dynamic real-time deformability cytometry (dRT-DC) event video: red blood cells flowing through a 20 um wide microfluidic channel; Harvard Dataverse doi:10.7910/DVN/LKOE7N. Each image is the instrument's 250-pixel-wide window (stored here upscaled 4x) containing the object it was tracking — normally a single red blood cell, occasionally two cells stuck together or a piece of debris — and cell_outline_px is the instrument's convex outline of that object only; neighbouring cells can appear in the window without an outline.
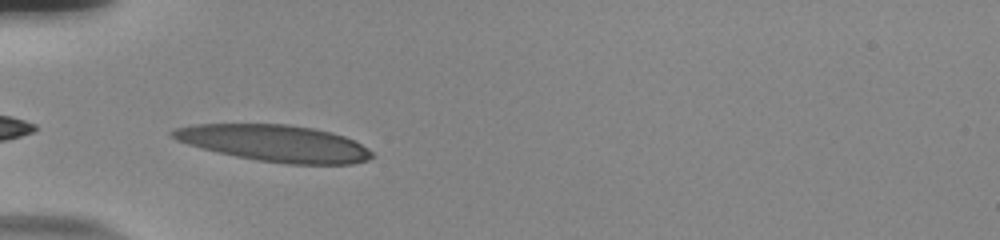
{"species": "human", "species_latin": "Homo sapiens", "temperature_condition": "room temperature", "stored_images_in_passage": 24, "camera_frame_rate_fps": 3000, "um_per_image_px": 0.085, "donor": {"sex": "male"}, "frame": {"image": 1, "passage_image": 1, "time_ms": 0.0, "image_size_px": [1000, 240], "cell_outline_px": [[372, 156], [368, 160], [352, 164], [288, 164], [256, 160], [236, 156], [200, 148], [176, 140], [168, 136], [168, 132], [172, 128], [196, 124], [288, 124], [312, 128], [332, 132], [344, 136], [368, 148], [372, 152]], "centroid_in_image_um": [23.29, 12.17], "position_along_channel_um": 61.7, "area_um2": 42.66}}
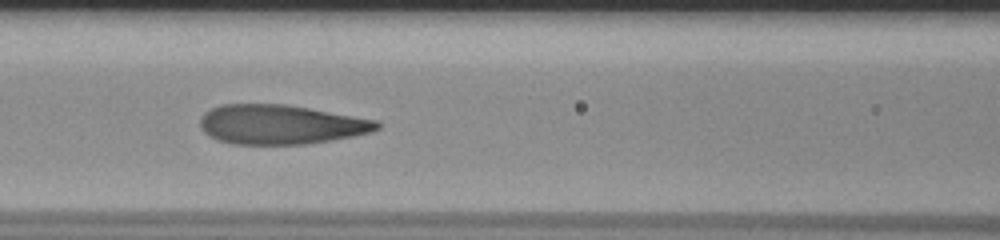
{"frame": {"image": 2, "passage_image": 8, "time_ms": 2.333, "image_size_px": [1000, 240], "cell_outline_px": [[380, 128], [372, 132], [356, 136], [308, 144], [232, 144], [216, 140], [208, 136], [200, 128], [200, 116], [204, 112], [220, 104], [284, 104], [380, 120]], "centroid_in_image_um": [23.86, 10.59], "position_along_channel_um": 142.7, "area_um2": 41.1}}
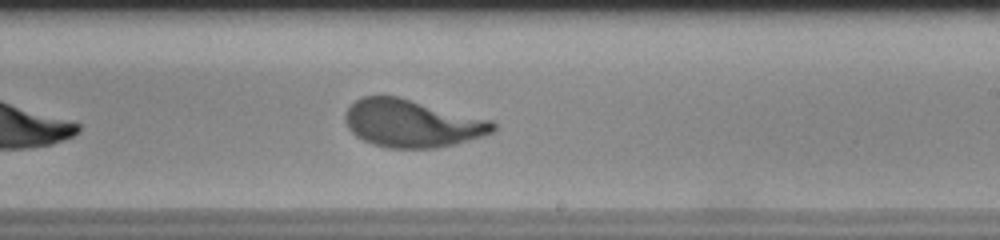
{"frame": {"image": 3, "passage_image": 17, "time_ms": 5.333, "image_size_px": [1000, 240], "cell_outline_px": [[496, 128], [492, 132], [456, 144], [436, 148], [388, 148], [372, 144], [356, 136], [348, 128], [344, 120], [344, 112], [356, 100], [364, 96], [400, 96], [492, 120], [496, 124]], "centroid_in_image_um": [35.01, 10.48], "position_along_channel_um": 254.0, "area_um2": 41.21}}